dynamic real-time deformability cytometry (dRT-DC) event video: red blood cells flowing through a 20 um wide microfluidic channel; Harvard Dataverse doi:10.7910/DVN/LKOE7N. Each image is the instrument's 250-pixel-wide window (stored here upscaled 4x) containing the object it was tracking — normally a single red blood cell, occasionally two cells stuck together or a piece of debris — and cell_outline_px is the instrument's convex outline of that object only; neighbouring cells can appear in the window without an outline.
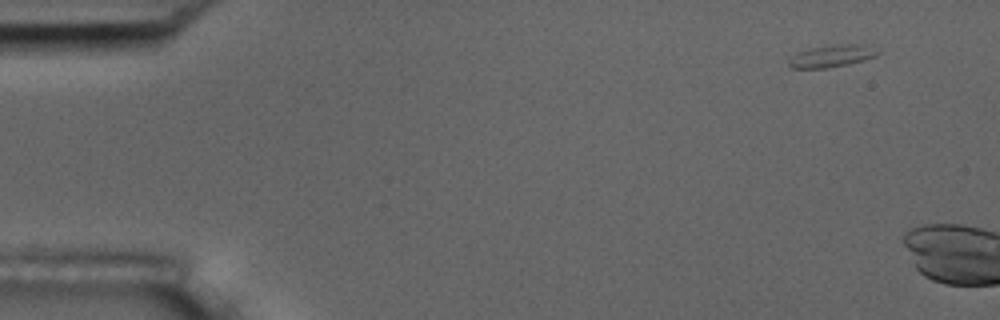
{"species": "common noctule bat (a hibernating species)", "species_latin": "Nyctalus noctula", "temperature_condition": "room temperature", "stored_images_in_passage": 3, "camera_frame_rate_fps": 3000, "um_per_image_px": 0.085, "animal": {"sex": "male", "body_mass_g": 17.5, "forearm_length_mm": 52.3}, "frame": {"image": 1, "passage_image": 1, "time_ms": 0.0, "image_size_px": [1000, 320], "cell_outline_px": [[880, 52], [876, 56], [864, 60], [848, 64], [828, 68], [792, 68], [788, 64], [788, 60], [792, 56], [800, 52], [812, 48], [840, 44], [872, 44]], "centroid_in_image_um": [70.78, 4.75], "position_along_channel_um": 14.2, "area_um2": 11.5}}